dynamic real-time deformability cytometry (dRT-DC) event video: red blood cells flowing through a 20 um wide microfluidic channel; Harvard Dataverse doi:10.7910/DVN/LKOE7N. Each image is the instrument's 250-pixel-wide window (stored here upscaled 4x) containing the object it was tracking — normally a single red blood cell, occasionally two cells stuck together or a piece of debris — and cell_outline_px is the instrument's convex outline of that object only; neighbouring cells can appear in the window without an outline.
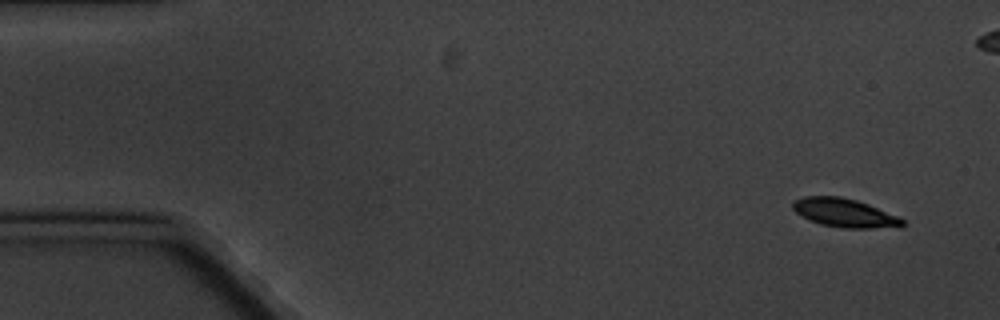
{"species": "common noctule bat (a hibernating species)", "species_latin": "Nyctalus noctula", "temperature_condition": "cold", "stored_images_in_passage": 6, "camera_frame_rate_fps": 3000, "um_per_image_px": 0.085, "animal": {"sex": "male", "body_mass_g": 20.1, "forearm_length_mm": 53.5}, "frame": {"image": 1, "passage_image": 1, "time_ms": 0.0, "image_size_px": [1000, 320], "cell_outline_px": [[904, 224], [900, 228], [844, 228], [820, 224], [796, 212], [792, 208], [792, 200], [804, 196], [840, 196], [856, 200], [868, 204], [900, 216], [904, 220]], "centroid_in_image_um": [71.84, 18.09], "position_along_channel_um": 13.2, "area_um2": 18.44}}